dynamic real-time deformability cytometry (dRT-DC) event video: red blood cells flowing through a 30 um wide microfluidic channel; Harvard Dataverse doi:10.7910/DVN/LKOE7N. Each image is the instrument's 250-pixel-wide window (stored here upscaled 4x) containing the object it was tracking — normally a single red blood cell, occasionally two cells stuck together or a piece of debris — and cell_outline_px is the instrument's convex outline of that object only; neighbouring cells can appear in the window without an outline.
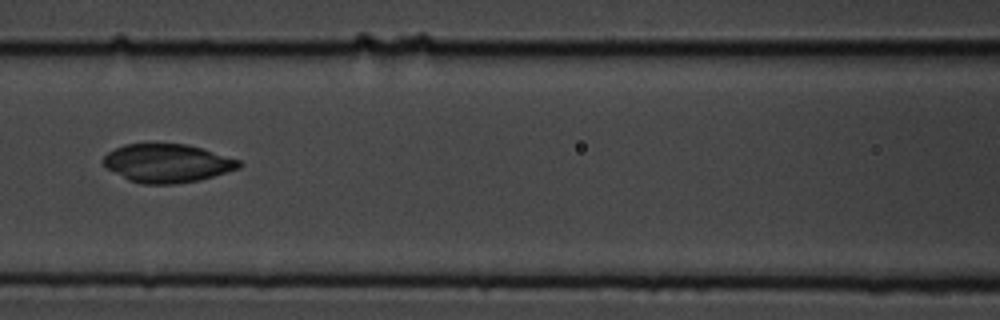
{"species": "common noctule bat (a hibernating species)", "species_latin": "Nyctalus noctula", "temperature_condition": "cold", "stored_images_in_passage": 15, "camera_frame_rate_fps": 3000, "um_per_image_px": 0.085, "animal": {"sex": "male", "body_mass_g": 19.5, "forearm_length_mm": 54.6}, "frame": {"image": 1, "passage_image": 7, "time_ms": 2.0, "image_size_px": [1000, 320], "cell_outline_px": [[244, 164], [240, 168], [200, 180], [172, 184], [144, 184], [128, 180], [108, 168], [104, 164], [104, 156], [108, 152], [124, 144], [188, 144], [240, 160]], "centroid_in_image_um": [14.25, 13.87], "position_along_channel_um": 152.4, "area_um2": 30.17}}
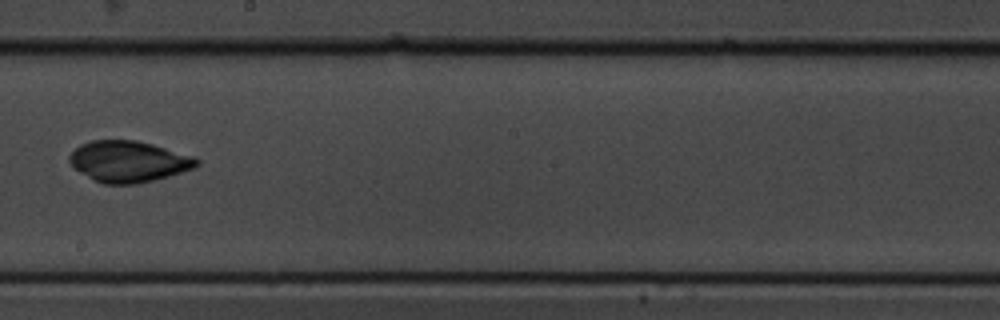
{"frame": {"image": 2, "passage_image": 9, "time_ms": 2.667, "image_size_px": [1000, 320], "cell_outline_px": [[200, 164], [196, 168], [168, 176], [136, 184], [104, 184], [92, 180], [72, 168], [68, 160], [68, 156], [80, 144], [92, 140], [136, 140], [152, 144], [196, 156], [200, 160]], "centroid_in_image_um": [10.92, 13.73], "position_along_channel_um": 237.3, "area_um2": 30.92}}
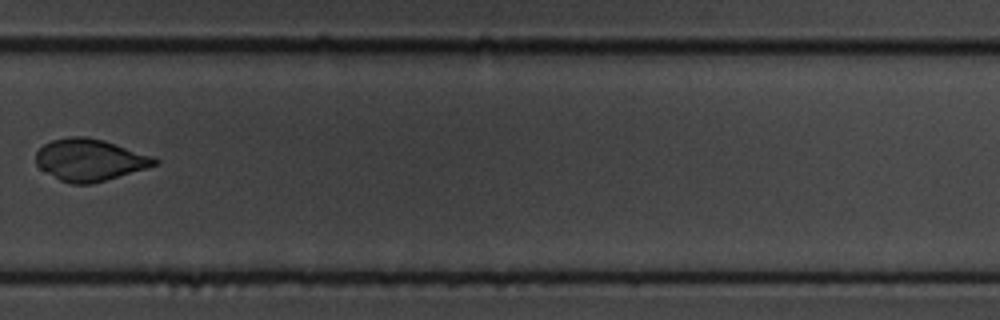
{"frame": {"image": 3, "passage_image": 11, "time_ms": 3.333, "image_size_px": [1000, 320], "cell_outline_px": [[160, 160], [156, 164], [144, 168], [92, 184], [72, 184], [60, 180], [40, 168], [36, 164], [36, 152], [44, 144], [52, 140], [72, 136], [84, 136], [104, 140], [156, 156]], "centroid_in_image_um": [7.64, 13.58], "position_along_channel_um": 322.2, "area_um2": 28.9}}